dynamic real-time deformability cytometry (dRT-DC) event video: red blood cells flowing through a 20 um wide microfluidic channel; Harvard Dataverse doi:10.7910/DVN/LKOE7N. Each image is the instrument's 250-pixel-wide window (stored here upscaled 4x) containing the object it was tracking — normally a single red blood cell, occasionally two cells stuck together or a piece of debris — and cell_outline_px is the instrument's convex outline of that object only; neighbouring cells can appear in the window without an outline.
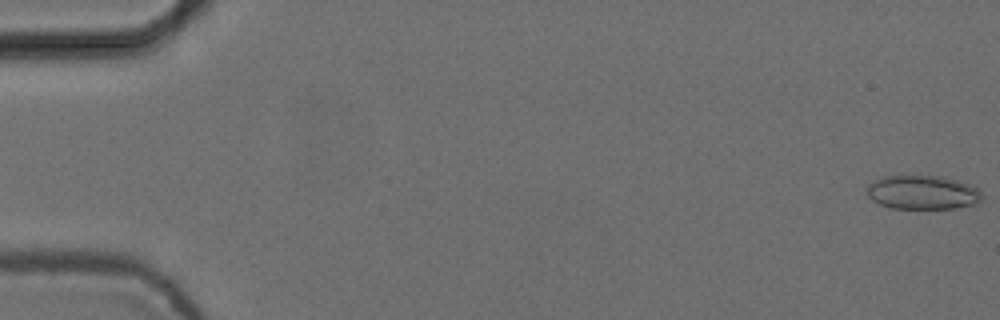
{"species": "common noctule bat (a hibernating species)", "species_latin": "Nyctalus noctula", "temperature_condition": "cold", "stored_images_in_passage": 7, "camera_frame_rate_fps": 3000, "um_per_image_px": 0.085, "animal": {"sex": "female", "body_mass_g": 24.6, "forearm_length_mm": 56.2}, "frame": {"image": 1, "passage_image": 1, "time_ms": 0.0, "image_size_px": [1000, 320], "cell_outline_px": [[984, 196], [976, 204], [952, 208], [888, 208], [872, 200], [868, 196], [864, 188], [872, 180], [888, 176], [940, 176], [956, 180], [968, 184], [976, 188]], "centroid_in_image_um": [78.37, 16.35], "position_along_channel_um": 6.6, "area_um2": 22.77}}